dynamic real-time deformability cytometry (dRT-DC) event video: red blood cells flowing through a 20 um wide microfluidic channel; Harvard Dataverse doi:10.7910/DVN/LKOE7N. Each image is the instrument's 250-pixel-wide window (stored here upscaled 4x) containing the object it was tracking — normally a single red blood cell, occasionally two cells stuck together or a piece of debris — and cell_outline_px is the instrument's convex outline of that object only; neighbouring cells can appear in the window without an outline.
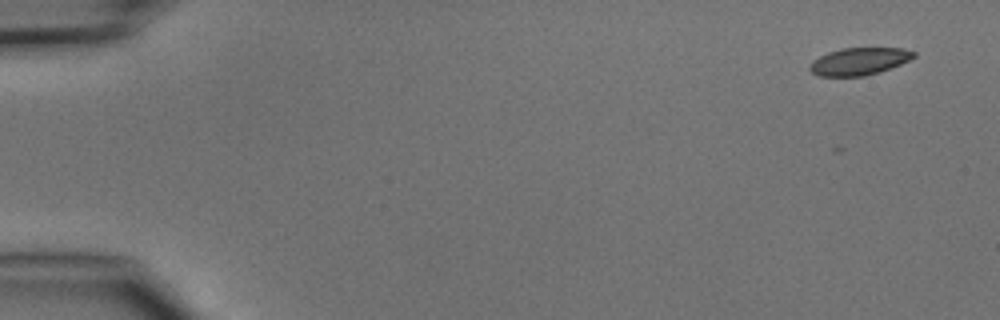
{"species": "common noctule bat (a hibernating species)", "species_latin": "Nyctalus noctula", "temperature_condition": "cold", "stored_images_in_passage": 5, "camera_frame_rate_fps": 3000, "um_per_image_px": 0.085, "animal": {"sex": "male", "body_mass_g": 15.6}, "frame": {"image": 1, "passage_image": 1, "time_ms": 0.0, "image_size_px": [1000, 320], "cell_outline_px": [[916, 56], [900, 64], [880, 72], [864, 76], [820, 76], [812, 72], [808, 68], [808, 64], [812, 60], [828, 52], [840, 48], [904, 48], [916, 52]], "centroid_in_image_um": [73.01, 5.21], "position_along_channel_um": 12.0, "area_um2": 16.65}}
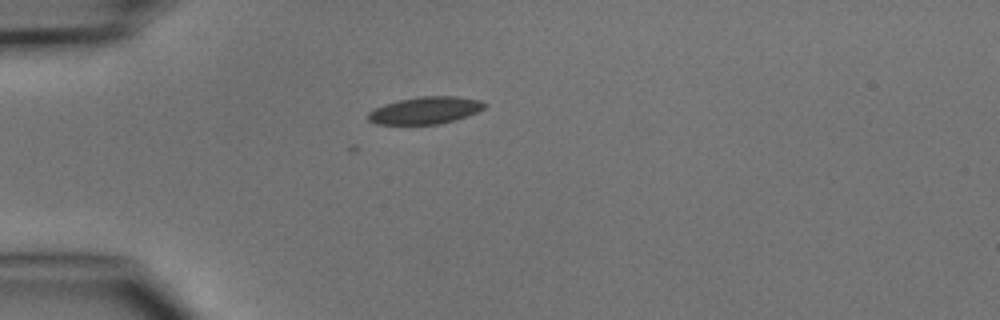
{"frame": {"image": 2, "passage_image": 4, "time_ms": 3.667, "image_size_px": [1000, 320], "cell_outline_px": [[488, 104], [484, 108], [468, 116], [436, 124], [376, 124], [368, 120], [368, 112], [384, 104], [400, 100], [420, 96], [456, 96], [480, 100]], "centroid_in_image_um": [36.16, 9.37], "position_along_channel_um": 48.8, "area_um2": 18.26}}